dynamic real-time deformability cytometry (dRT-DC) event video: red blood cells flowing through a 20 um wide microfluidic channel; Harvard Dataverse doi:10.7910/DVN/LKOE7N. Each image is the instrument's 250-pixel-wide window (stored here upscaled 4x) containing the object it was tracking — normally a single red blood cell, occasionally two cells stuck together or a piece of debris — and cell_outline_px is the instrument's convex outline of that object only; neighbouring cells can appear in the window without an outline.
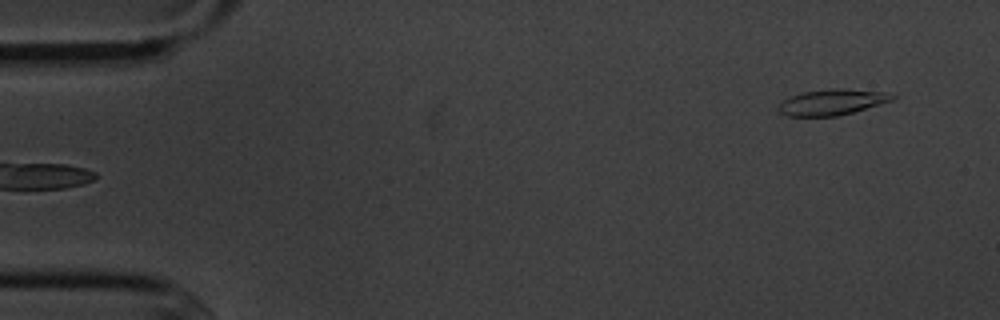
{"species": "common noctule bat (a hibernating species)", "species_latin": "Nyctalus noctula", "temperature_condition": "cold", "stored_images_in_passage": 5, "camera_frame_rate_fps": 3000, "um_per_image_px": 0.085, "animal": {"sex": "male", "body_mass_g": 20.1, "forearm_length_mm": 53.5}, "frame": {"image": 1, "passage_image": 5, "time_ms": 5.333, "image_size_px": [1000, 320], "cell_outline_px": [[896, 96], [892, 100], [852, 112], [836, 116], [784, 116], [776, 108], [788, 96], [800, 92], [828, 88], [840, 88], [884, 92]], "centroid_in_image_um": [70.64, 8.67], "position_along_channel_um": 14.4, "area_um2": 17.11}}